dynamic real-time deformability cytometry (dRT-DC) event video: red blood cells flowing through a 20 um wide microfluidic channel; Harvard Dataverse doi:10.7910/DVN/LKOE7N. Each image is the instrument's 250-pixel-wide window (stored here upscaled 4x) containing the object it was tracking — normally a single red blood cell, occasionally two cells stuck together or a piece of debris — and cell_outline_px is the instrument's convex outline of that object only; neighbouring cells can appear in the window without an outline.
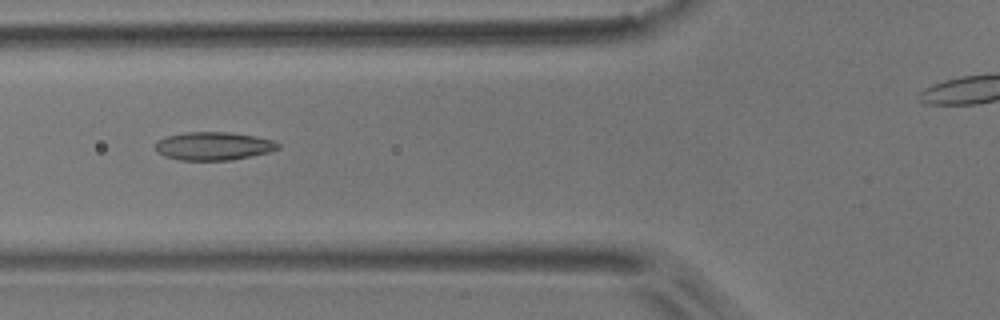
{"species": "common noctule bat (a hibernating species)", "species_latin": "Nyctalus noctula", "temperature_condition": "room temperature", "stored_images_in_passage": 9, "camera_frame_rate_fps": 3000, "um_per_image_px": 0.085, "animal": {"sex": "male", "body_mass_g": 17.9}, "frame": {"image": 1, "passage_image": 4, "time_ms": 7.0, "image_size_px": [1000, 320], "cell_outline_px": [[280, 148], [268, 152], [252, 156], [232, 160], [180, 160], [164, 156], [156, 148], [156, 140], [168, 136], [184, 132], [232, 132], [256, 136], [272, 140], [280, 144]], "centroid_in_image_um": [18.17, 12.41], "position_along_channel_um": 107.6, "area_um2": 20.17}}
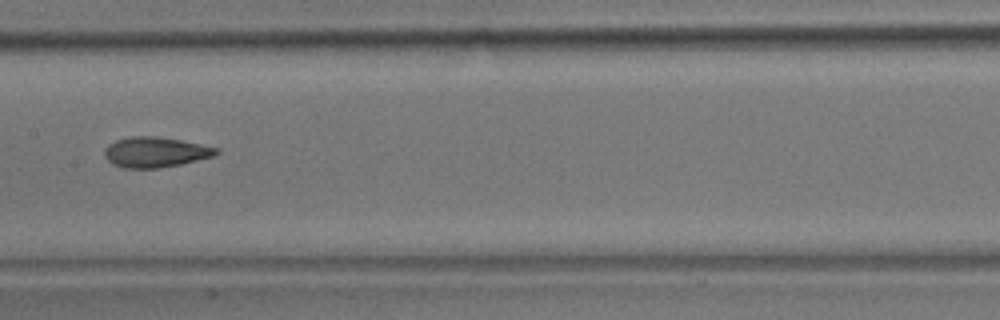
{"frame": {"image": 2, "passage_image": 6, "time_ms": 9.333, "image_size_px": [1000, 320], "cell_outline_px": [[220, 152], [212, 156], [180, 164], [156, 168], [124, 168], [112, 164], [104, 156], [104, 148], [108, 144], [116, 140], [132, 136], [156, 136], [180, 140], [220, 148]], "centroid_in_image_um": [13.17, 12.93], "position_along_channel_um": 194.2, "area_um2": 19.65}}